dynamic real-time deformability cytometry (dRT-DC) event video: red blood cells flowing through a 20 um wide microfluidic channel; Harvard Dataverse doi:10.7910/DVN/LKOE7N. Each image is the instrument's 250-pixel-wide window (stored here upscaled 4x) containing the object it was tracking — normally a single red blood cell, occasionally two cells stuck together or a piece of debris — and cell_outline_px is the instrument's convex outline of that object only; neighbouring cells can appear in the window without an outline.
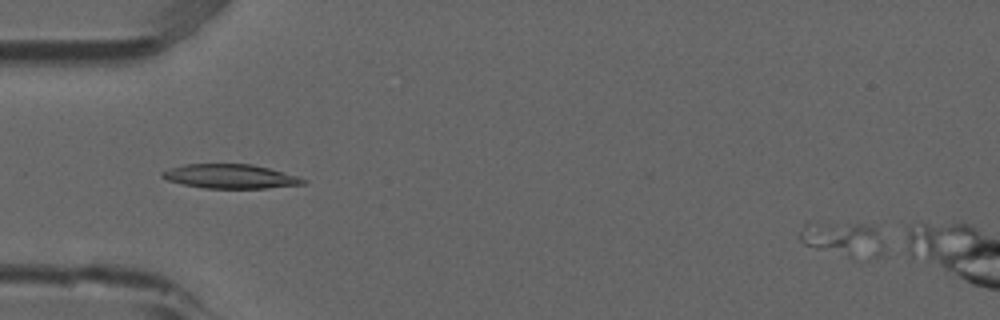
{"species": "common noctule bat (a hibernating species)", "species_latin": "Nyctalus noctula", "temperature_condition": "room temperature", "stored_images_in_passage": 5, "camera_frame_rate_fps": 3000, "um_per_image_px": 0.085, "animal": {"sex": "male", "forearm_length_mm": 52.5}, "frame": {"image": 1, "passage_image": 1, "time_ms": 0.0, "image_size_px": [1000, 320], "cell_outline_px": [[892, 252], [884, 256], [848, 256], [816, 248], [804, 244], [800, 240], [800, 232], [836, 224], [864, 224], [872, 228], [876, 232]], "centroid_in_image_um": [71.95, 20.42], "position_along_channel_um": 13.0, "area_um2": 15.55}}